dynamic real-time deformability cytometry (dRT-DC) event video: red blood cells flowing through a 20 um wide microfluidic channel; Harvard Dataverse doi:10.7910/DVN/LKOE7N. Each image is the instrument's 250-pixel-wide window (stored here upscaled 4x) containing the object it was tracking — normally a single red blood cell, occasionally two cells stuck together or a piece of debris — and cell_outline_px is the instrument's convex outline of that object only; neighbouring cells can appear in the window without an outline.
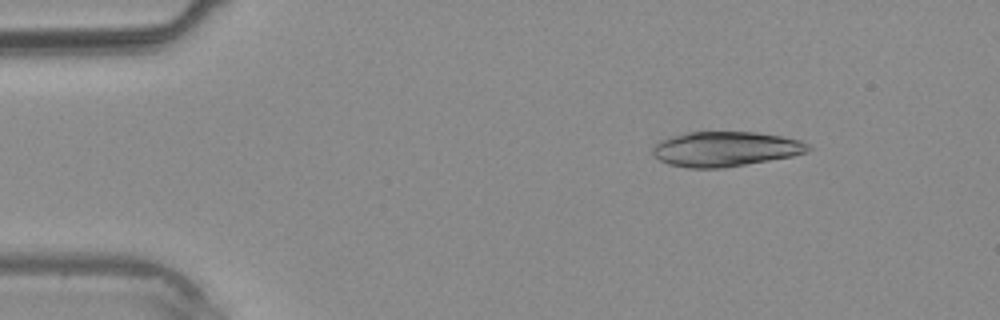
{"species": "common noctule bat (a hibernating species)", "species_latin": "Nyctalus noctula", "temperature_condition": "warm", "stored_images_in_passage": 37, "camera_frame_rate_fps": 3000, "um_per_image_px": 0.085, "animal": {"sex": "male", "body_mass_g": 20.4}, "frame": {"image": 1, "passage_image": 4, "time_ms": 1.0, "image_size_px": [1000, 320], "cell_outline_px": [[812, 148], [808, 152], [792, 156], [724, 168], [688, 168], [668, 164], [660, 160], [652, 152], [652, 144], [660, 140], [672, 136], [688, 132], [756, 132], [784, 136], [800, 140], [808, 144]], "centroid_in_image_um": [61.66, 12.66], "position_along_channel_um": 23.3, "area_um2": 31.79}}
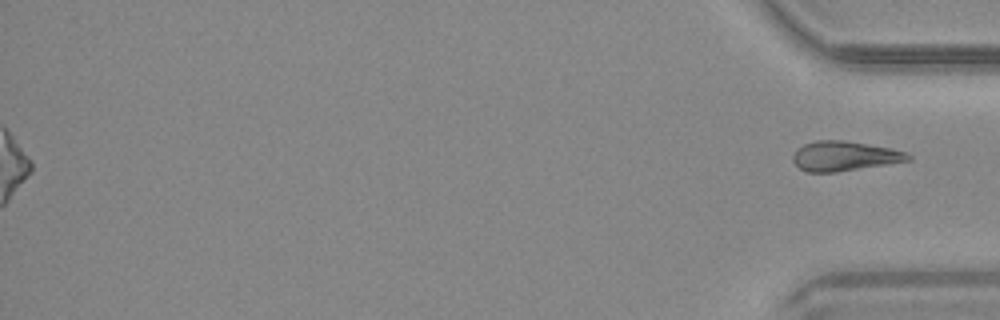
{"frame": {"image": 2, "passage_image": 37, "time_ms": 12.0, "image_size_px": [1000, 320], "cell_outline_px": [[912, 160], [836, 172], [808, 172], [800, 168], [792, 160], [792, 156], [796, 148], [804, 144], [816, 140], [844, 140], [892, 148], [908, 152], [912, 156]], "centroid_in_image_um": [71.79, 13.25], "position_along_channel_um": 363.4, "area_um2": 20.06}}